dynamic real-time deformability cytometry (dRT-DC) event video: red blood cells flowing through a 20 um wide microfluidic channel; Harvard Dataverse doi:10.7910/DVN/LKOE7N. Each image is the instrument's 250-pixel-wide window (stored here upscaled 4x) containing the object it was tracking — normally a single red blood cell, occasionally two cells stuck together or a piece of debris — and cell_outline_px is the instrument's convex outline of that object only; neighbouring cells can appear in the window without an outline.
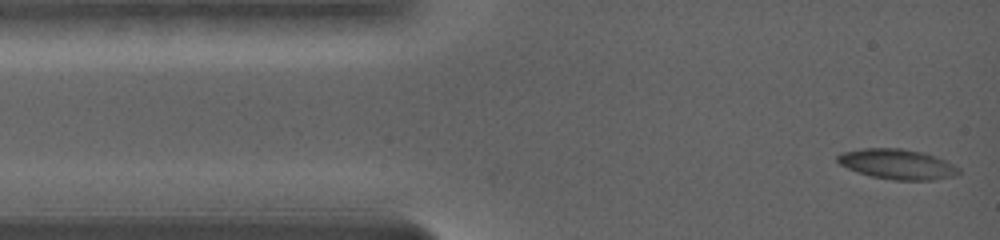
{"species": "common noctule bat (a hibernating species)", "species_latin": "Nyctalus noctula", "temperature_condition": "warm", "stored_images_in_passage": 68, "camera_frame_rate_fps": 5000, "um_per_image_px": 0.085, "animal": {"sex": "female", "body_mass_g": 19.0, "forearm_length_mm": 56.7}, "frame": {"image": 1, "passage_image": 1, "time_ms": 0.0, "image_size_px": [1000, 240], "cell_outline_px": [[960, 172], [932, 180], [896, 180], [872, 176], [848, 168], [840, 164], [836, 160], [836, 156], [848, 152], [868, 148], [900, 148], [932, 156], [940, 160]], "centroid_in_image_um": [76.13, 13.96], "position_along_channel_um": 8.9, "area_um2": 19.88}}
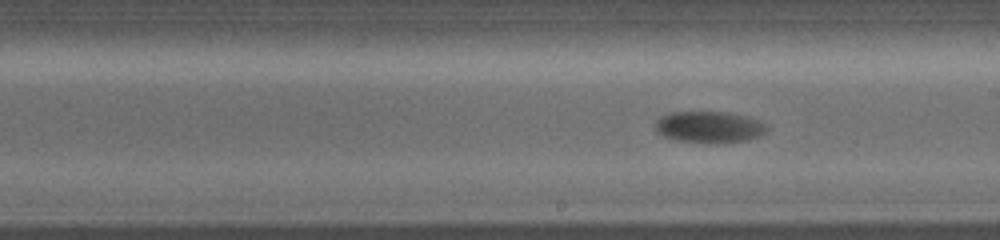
{"frame": {"image": 2, "passage_image": 29, "time_ms": 8.6, "image_size_px": [1000, 240], "cell_outline_px": [[764, 132], [748, 140], [720, 144], [708, 144], [676, 140], [664, 136], [656, 128], [656, 124], [664, 116], [672, 112], [720, 112], [752, 120], [760, 124], [764, 128]], "centroid_in_image_um": [60.19, 10.85], "position_along_channel_um": 228.8, "area_um2": 19.48}}
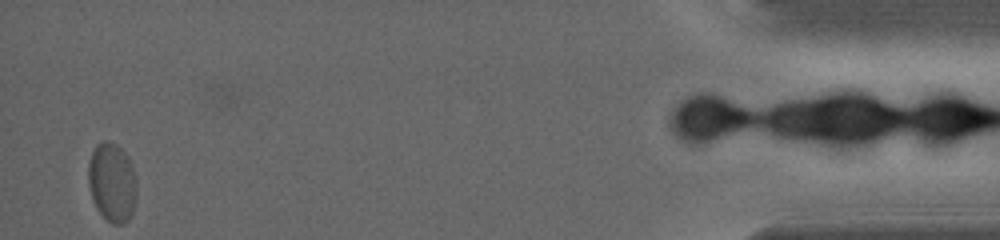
{"frame": {"image": 3, "passage_image": 67, "time_ms": 18.2, "image_size_px": [1000, 240], "cell_outline_px": [[136, 196], [132, 212], [128, 220], [124, 224], [112, 224], [96, 208], [88, 184], [88, 164], [92, 152], [96, 144], [116, 144], [128, 156], [132, 164], [136, 180]], "centroid_in_image_um": [9.53, 15.53], "position_along_channel_um": 425.7, "area_um2": 22.02}, "authors_computed_cell_mechanics": {"area_um2": 18.9006, "velocity_mm_per_s": 3.3297, "shape_relaxation_time_tau1_ms": 6.0496, "shape_relaxation_time_tau2_ms": null, "deformation_change_tau1": 0.1651, "deformation_change_tau2": null}}